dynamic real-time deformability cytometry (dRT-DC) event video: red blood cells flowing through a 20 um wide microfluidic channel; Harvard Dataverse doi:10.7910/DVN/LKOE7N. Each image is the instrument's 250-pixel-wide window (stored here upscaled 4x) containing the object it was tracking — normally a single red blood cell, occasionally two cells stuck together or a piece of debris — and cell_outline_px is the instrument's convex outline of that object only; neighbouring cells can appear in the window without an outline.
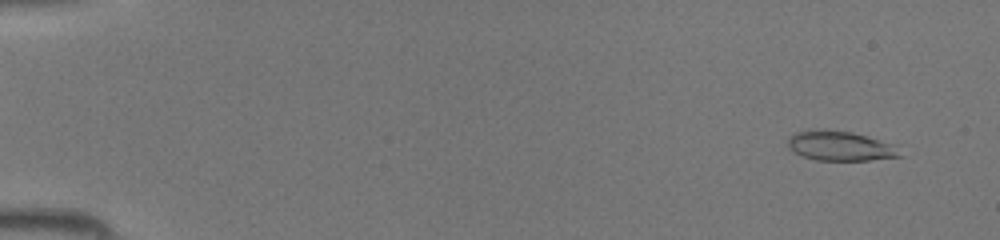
{"species": "common noctule bat (a hibernating species)", "species_latin": "Nyctalus noctula", "temperature_condition": "room temperature", "stored_images_in_passage": 43, "camera_frame_rate_fps": 3000, "um_per_image_px": 0.085, "animal": {"sex": "female", "body_mass_g": 19.5, "forearm_length_mm": 54.1}, "frame": {"image": 1, "passage_image": 2, "time_ms": 0.333, "image_size_px": [1000, 240], "cell_outline_px": [[900, 156], [868, 160], [816, 160], [804, 156], [788, 148], [788, 136], [796, 132], [808, 128], [816, 128], [852, 132], [892, 144]], "centroid_in_image_um": [71.29, 12.38], "position_along_channel_um": 13.7, "area_um2": 19.13}}
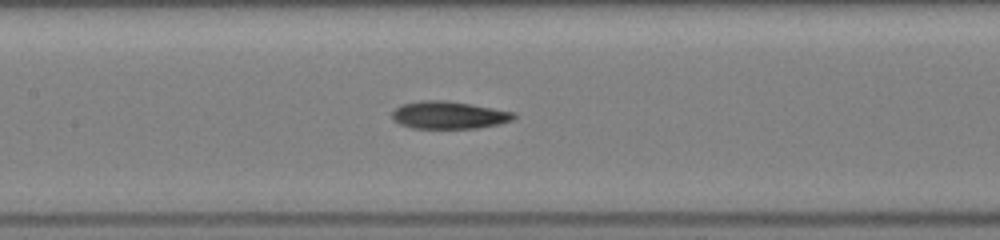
{"frame": {"image": 2, "passage_image": 21, "time_ms": 6.667, "image_size_px": [1000, 240], "cell_outline_px": [[516, 116], [512, 120], [500, 124], [476, 128], [412, 128], [400, 124], [392, 120], [392, 112], [400, 104], [420, 100], [444, 100], [516, 112]], "centroid_in_image_um": [38.13, 9.78], "position_along_channel_um": 169.3, "area_um2": 19.54}}
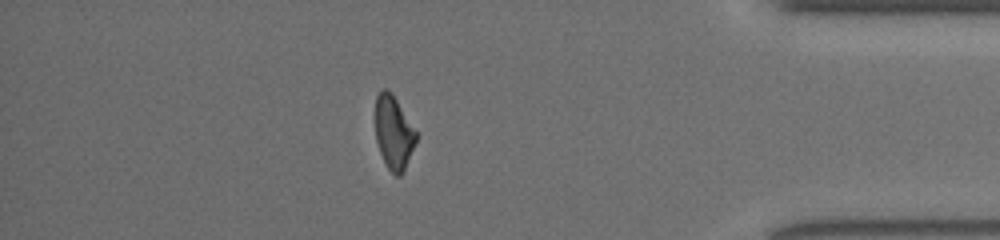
{"frame": {"image": 3, "passage_image": 38, "time_ms": 12.333, "image_size_px": [1000, 240], "cell_outline_px": [[416, 140], [404, 168], [400, 176], [396, 176], [388, 168], [380, 152], [376, 140], [372, 116], [376, 96], [384, 88], [388, 88], [392, 92], [416, 132]], "centroid_in_image_um": [33.38, 11.18], "position_along_channel_um": 401.8, "area_um2": 17.57}}